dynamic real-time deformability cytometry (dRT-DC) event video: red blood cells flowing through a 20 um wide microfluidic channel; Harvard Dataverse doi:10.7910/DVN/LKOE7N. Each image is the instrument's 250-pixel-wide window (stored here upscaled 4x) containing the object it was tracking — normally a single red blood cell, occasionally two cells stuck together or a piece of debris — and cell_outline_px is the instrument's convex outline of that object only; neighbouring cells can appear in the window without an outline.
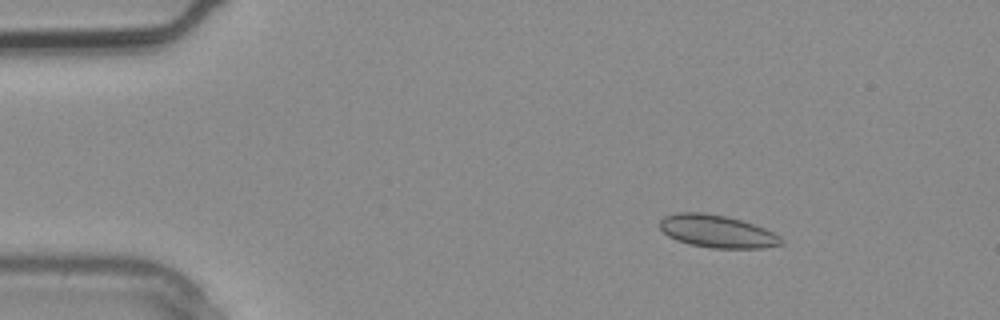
{"species": "common noctule bat (a hibernating species)", "species_latin": "Nyctalus noctula", "temperature_condition": "warm", "stored_images_in_passage": 3, "camera_frame_rate_fps": 3000, "um_per_image_px": 0.085, "animal": {"sex": "male", "body_mass_g": 20.4}, "frame": {"image": 1, "passage_image": 1, "time_ms": 0.0, "image_size_px": [1000, 320], "cell_outline_px": [[784, 244], [764, 248], [712, 248], [688, 244], [676, 240], [668, 236], [660, 228], [660, 220], [664, 216], [676, 212], [704, 212], [724, 216], [740, 220], [764, 228], [780, 236]], "centroid_in_image_um": [60.93, 19.67], "position_along_channel_um": 24.1, "area_um2": 23.06}}